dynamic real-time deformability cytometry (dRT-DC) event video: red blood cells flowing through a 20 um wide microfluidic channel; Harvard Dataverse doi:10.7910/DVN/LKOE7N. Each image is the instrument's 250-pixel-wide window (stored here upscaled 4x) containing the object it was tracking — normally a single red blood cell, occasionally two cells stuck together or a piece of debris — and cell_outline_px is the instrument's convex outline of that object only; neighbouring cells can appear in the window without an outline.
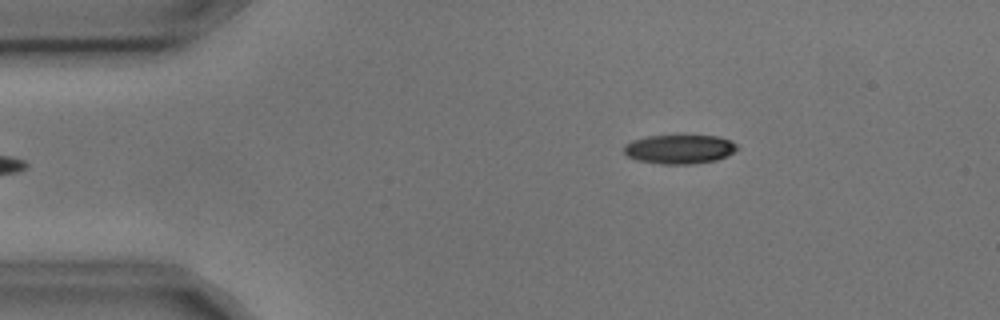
{"species": "common noctule bat (a hibernating species)", "species_latin": "Nyctalus noctula", "temperature_condition": "cold", "stored_images_in_passage": 2, "camera_frame_rate_fps": 3000, "um_per_image_px": 0.085, "animal": {"sex": "male", "body_mass_g": 17.9, "forearm_length_mm": 54.2}, "frame": {"image": 1, "passage_image": 2, "time_ms": 0.333, "image_size_px": [1000, 320], "cell_outline_px": [[740, 148], [728, 156], [716, 160], [692, 164], [660, 164], [636, 160], [628, 156], [624, 152], [624, 144], [632, 140], [648, 136], [716, 136], [732, 140]], "centroid_in_image_um": [57.77, 12.68], "position_along_channel_um": 27.2, "area_um2": 19.31}}